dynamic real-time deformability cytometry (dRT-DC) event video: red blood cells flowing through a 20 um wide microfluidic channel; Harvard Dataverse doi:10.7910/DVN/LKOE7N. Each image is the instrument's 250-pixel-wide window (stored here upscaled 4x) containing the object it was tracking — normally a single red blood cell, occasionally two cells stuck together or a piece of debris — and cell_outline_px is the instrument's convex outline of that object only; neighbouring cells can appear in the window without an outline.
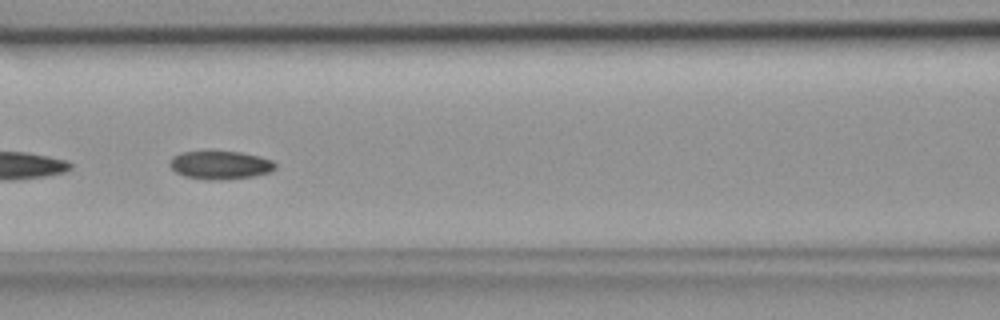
{"species": "common noctule bat (a hibernating species)", "species_latin": "Nyctalus noctula", "temperature_condition": "room temperature", "stored_images_in_passage": 7, "camera_frame_rate_fps": 3000, "um_per_image_px": 0.085, "animal": {"sex": "female", "body_mass_g": 18.4}, "frame": {"image": 1, "passage_image": 6, "time_ms": 1.667, "image_size_px": [1000, 320], "cell_outline_px": [[276, 168], [268, 172], [252, 176], [208, 180], [184, 176], [176, 172], [168, 164], [168, 160], [172, 156], [180, 152], [208, 148], [240, 152], [260, 156], [272, 160], [276, 164]], "centroid_in_image_um": [18.64, 13.96], "position_along_channel_um": 148.0, "area_um2": 18.03}}
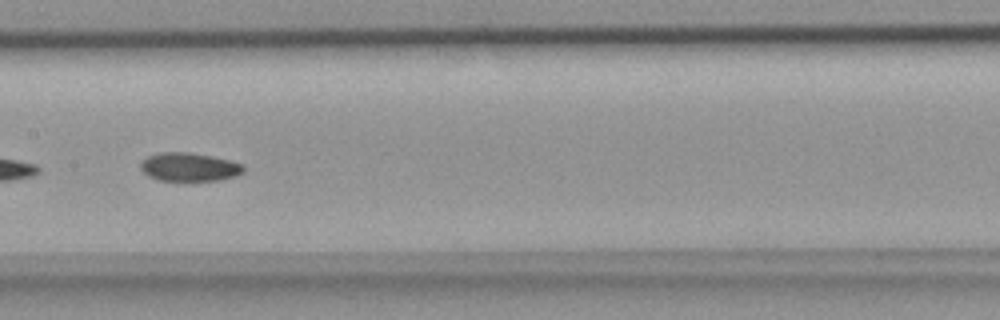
{"frame": {"image": 2, "passage_image": 7, "time_ms": 2.0, "image_size_px": [1000, 320], "cell_outline_px": [[244, 172], [236, 176], [220, 180], [160, 180], [148, 176], [140, 168], [140, 164], [148, 156], [160, 152], [188, 152], [212, 156], [232, 160], [244, 164]], "centroid_in_image_um": [16.13, 14.18], "position_along_channel_um": 191.3, "area_um2": 17.11}}